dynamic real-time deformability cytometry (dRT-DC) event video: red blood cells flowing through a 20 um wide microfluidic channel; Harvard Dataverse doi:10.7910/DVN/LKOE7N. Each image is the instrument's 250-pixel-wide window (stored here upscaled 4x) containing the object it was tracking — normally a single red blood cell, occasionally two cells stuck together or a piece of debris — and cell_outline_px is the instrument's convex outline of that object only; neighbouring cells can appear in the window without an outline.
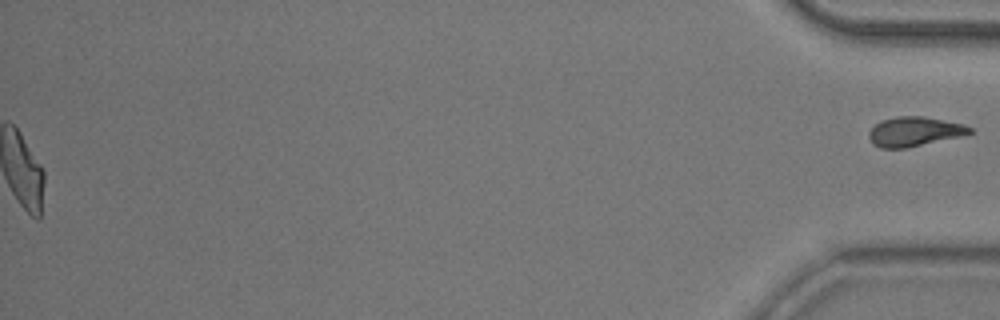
{"species": "common noctule bat (a hibernating species)", "species_latin": "Nyctalus noctula", "temperature_condition": "room temperature", "stored_images_in_passage": 54, "segment_of_instrument_passage": [2, 2], "camera_frame_rate_fps": 3000, "um_per_image_px": 0.085, "animal": {"sex": "male", "body_mass_g": 20.5, "forearm_length_mm": 52.5}, "frame": {"image": 1, "passage_image": 54, "time_ms": 17.667, "image_size_px": [1000, 320], "cell_outline_px": [[972, 132], [908, 148], [880, 148], [872, 144], [868, 136], [868, 132], [876, 124], [884, 120], [896, 116], [924, 116], [964, 124], [972, 128]], "centroid_in_image_um": [77.67, 11.18], "position_along_channel_um": 357.5, "area_um2": 17.05}}